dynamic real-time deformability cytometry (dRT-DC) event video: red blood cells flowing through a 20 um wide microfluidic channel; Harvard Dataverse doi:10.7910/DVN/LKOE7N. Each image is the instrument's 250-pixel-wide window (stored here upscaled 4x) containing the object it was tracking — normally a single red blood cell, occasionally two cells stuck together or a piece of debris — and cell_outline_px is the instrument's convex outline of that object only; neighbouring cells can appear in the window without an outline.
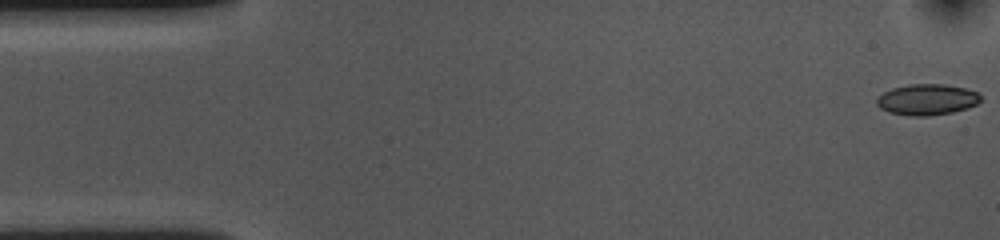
{"species": "common noctule bat (a hibernating species)", "species_latin": "Nyctalus noctula", "temperature_condition": "cold", "stored_images_in_passage": 54, "camera_frame_rate_fps": 3000, "um_per_image_px": 0.085, "animal": {"sex": "female", "body_mass_g": 10.0, "forearm_length_mm": 53.1}, "frame": {"image": 1, "passage_image": 1, "time_ms": 0.0, "image_size_px": [1000, 240], "cell_outline_px": [[980, 100], [976, 104], [968, 108], [952, 112], [928, 116], [908, 116], [888, 112], [880, 108], [876, 104], [876, 100], [884, 92], [892, 88], [908, 84], [944, 84], [964, 88], [980, 92]], "centroid_in_image_um": [78.79, 8.46], "position_along_channel_um": 6.2, "area_um2": 18.84}}
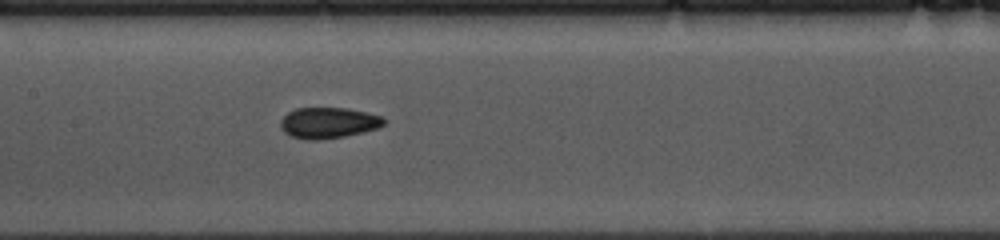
{"frame": {"image": 2, "passage_image": 25, "time_ms": 8.0, "image_size_px": [1000, 240], "cell_outline_px": [[388, 120], [380, 128], [344, 136], [316, 140], [308, 140], [292, 136], [284, 132], [280, 128], [280, 120], [288, 112], [296, 108], [348, 108], [380, 116]], "centroid_in_image_um": [27.91, 10.44], "position_along_channel_um": 179.5, "area_um2": 18.61}}
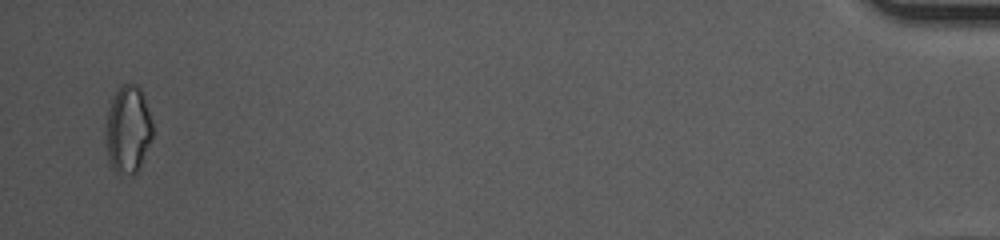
{"frame": {"image": 3, "passage_image": 53, "time_ms": 17.333, "image_size_px": [1000, 240], "cell_outline_px": [[152, 136], [140, 164], [136, 172], [128, 176], [116, 172], [112, 168], [108, 160], [108, 108], [120, 84], [124, 80], [136, 84], [140, 88], [144, 96], [152, 124]], "centroid_in_image_um": [10.89, 10.95], "position_along_channel_um": 424.3, "area_um2": 23.35}, "authors_computed_cell_mechanics": {"area_um2": 18.6694, "velocity_mm_per_s": 3.6103, "shape_relaxation_time_tau1_ms": 5.8672, "shape_relaxation_time_tau2_ms": 3.1447, "deformation_change_tau1": 0.1045, "deformation_change_tau2": 0.0655}}